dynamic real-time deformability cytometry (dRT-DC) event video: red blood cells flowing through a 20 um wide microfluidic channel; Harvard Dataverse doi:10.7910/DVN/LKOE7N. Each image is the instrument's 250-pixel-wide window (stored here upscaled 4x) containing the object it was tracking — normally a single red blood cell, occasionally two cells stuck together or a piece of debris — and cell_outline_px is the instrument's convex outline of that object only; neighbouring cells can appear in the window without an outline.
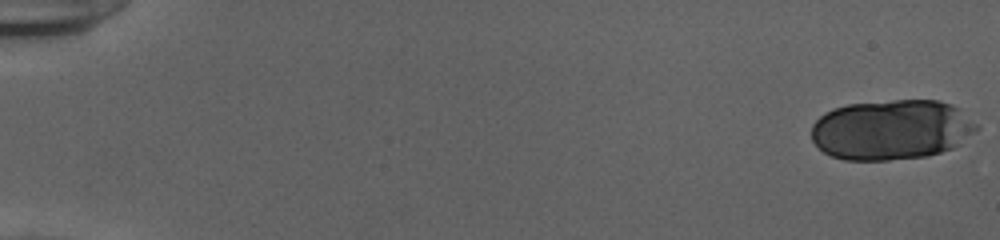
{"species": "human", "species_latin": "Homo sapiens", "temperature_condition": "cold", "stored_images_in_passage": 38, "segment_of_instrument_passage": [1, 2], "camera_frame_rate_fps": 3000, "um_per_image_px": 0.085, "donor": {"sex": "female"}, "frame": {"image": 1, "passage_image": 1, "time_ms": 0.0, "image_size_px": [1000, 240], "cell_outline_px": [[980, 128], [976, 132], [960, 144], [952, 148], [928, 156], [888, 160], [844, 160], [832, 156], [824, 152], [812, 140], [812, 124], [824, 112], [832, 108], [848, 104], [892, 100], [940, 100], [952, 104], [960, 108], [980, 124]], "centroid_in_image_um": [75.82, 11.01], "position_along_channel_um": 9.2, "area_um2": 58.61}}
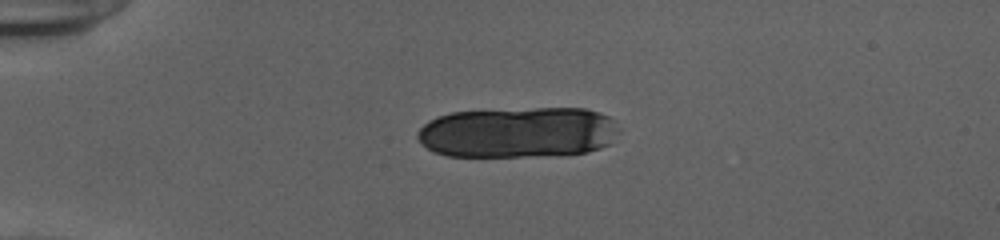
{"frame": {"image": 2, "passage_image": 14, "time_ms": 4.333, "image_size_px": [1000, 240], "cell_outline_px": [[620, 132], [608, 144], [600, 148], [588, 152], [520, 156], [448, 156], [432, 152], [416, 136], [416, 132], [428, 120], [436, 116], [452, 112], [536, 108], [584, 108], [600, 112], [608, 116], [612, 120]], "centroid_in_image_um": [44.01, 11.24], "position_along_channel_um": 41.0, "area_um2": 59.53}}